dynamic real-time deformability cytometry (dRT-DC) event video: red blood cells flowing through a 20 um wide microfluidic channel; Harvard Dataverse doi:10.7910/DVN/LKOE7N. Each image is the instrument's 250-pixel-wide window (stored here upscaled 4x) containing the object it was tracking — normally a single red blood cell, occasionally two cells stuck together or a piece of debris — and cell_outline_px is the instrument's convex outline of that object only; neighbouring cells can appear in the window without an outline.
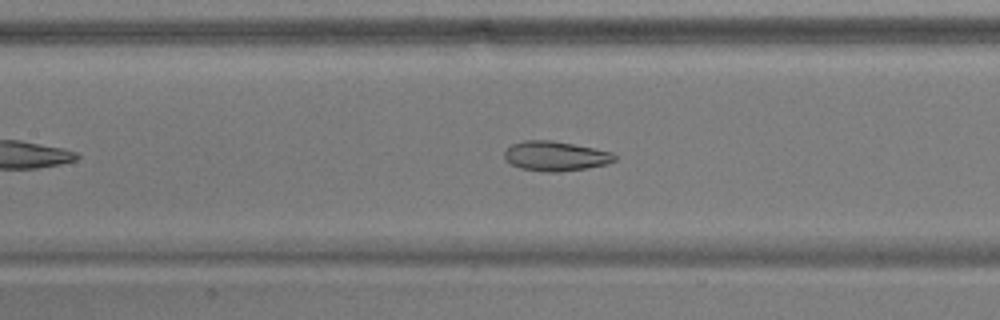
{"species": "common noctule bat (a hibernating species)", "species_latin": "Nyctalus noctula", "temperature_condition": "warm", "stored_images_in_passage": 39, "camera_frame_rate_fps": 3000, "um_per_image_px": 0.085, "animal": {"sex": "male", "body_mass_g": 17.9}, "frame": {"image": 1, "passage_image": 12, "time_ms": 3.667, "image_size_px": [1000, 320], "cell_outline_px": [[616, 160], [608, 164], [588, 168], [560, 172], [544, 172], [520, 168], [512, 164], [504, 156], [504, 152], [512, 144], [524, 140], [552, 140], [612, 152], [616, 156]], "centroid_in_image_um": [47.23, 13.27], "position_along_channel_um": 160.2, "area_um2": 19.02}}
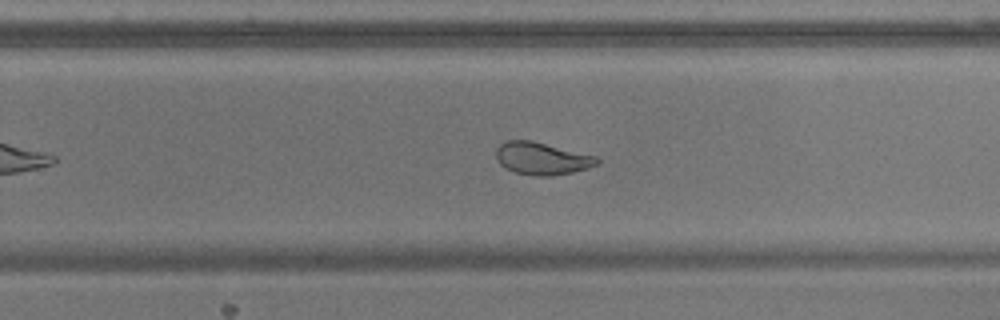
{"frame": {"image": 2, "passage_image": 22, "time_ms": 7.0, "image_size_px": [1000, 320], "cell_outline_px": [[600, 160], [596, 164], [588, 168], [572, 172], [552, 176], [536, 176], [516, 172], [504, 168], [496, 160], [496, 148], [500, 144], [508, 140], [532, 140], [596, 156]], "centroid_in_image_um": [46.03, 13.47], "position_along_channel_um": 283.8, "area_um2": 19.07}}
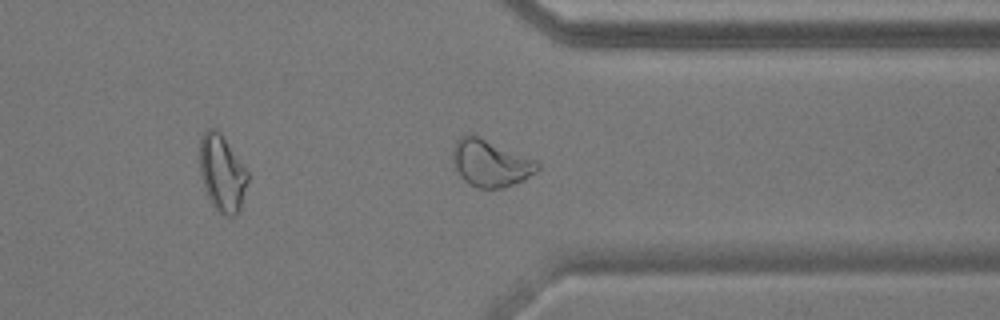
{"frame": {"image": 3, "passage_image": 29, "time_ms": 9.333, "image_size_px": [1000, 320], "cell_outline_px": [[540, 168], [536, 172], [524, 180], [504, 188], [480, 188], [464, 180], [460, 176], [452, 160], [452, 148], [456, 140], [460, 136], [468, 132], [536, 160], [540, 164]], "centroid_in_image_um": [41.68, 13.85], "position_along_channel_um": 369.7, "area_um2": 23.18}, "authors_computed_cell_mechanics": {"area_um2": 19.8832, "velocity_mm_per_s": 3.7269, "shape_relaxation_time_tau1_ms": 7.1046, "shape_relaxation_time_tau2_ms": 1.4277, "deformation_change_tau1": 0.1694, "deformation_change_tau2": 0.074}}